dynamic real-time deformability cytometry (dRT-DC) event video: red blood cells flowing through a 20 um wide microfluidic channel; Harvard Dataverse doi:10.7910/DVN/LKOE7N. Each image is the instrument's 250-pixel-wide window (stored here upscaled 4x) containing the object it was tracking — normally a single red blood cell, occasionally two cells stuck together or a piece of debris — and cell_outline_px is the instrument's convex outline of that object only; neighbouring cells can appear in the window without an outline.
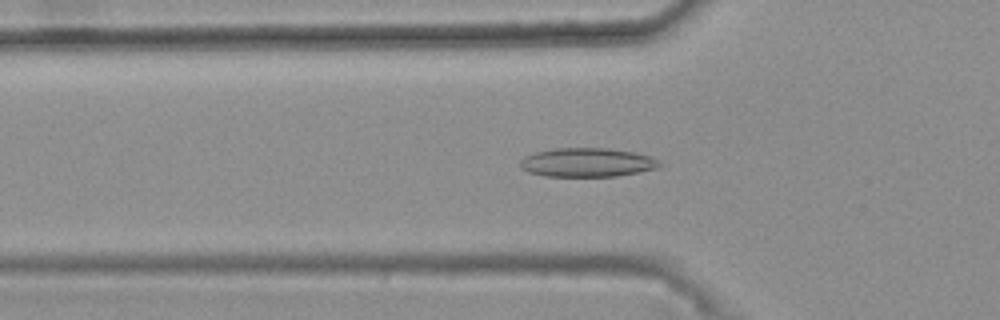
{"species": "common noctule bat (a hibernating species)", "species_latin": "Nyctalus noctula", "temperature_condition": "warm", "stored_images_in_passage": 45, "camera_frame_rate_fps": 3000, "um_per_image_px": 0.085, "animal": {"sex": "female", "body_mass_g": 25.1}, "frame": {"image": 1, "passage_image": 16, "time_ms": 5.0, "image_size_px": [1000, 320], "cell_outline_px": [[664, 164], [660, 168], [640, 172], [616, 176], [544, 176], [528, 172], [520, 168], [520, 160], [524, 156], [536, 152], [552, 148], [604, 148], [632, 152], [648, 156]], "centroid_in_image_um": [49.89, 13.81], "position_along_channel_um": 75.9, "area_um2": 23.52}}
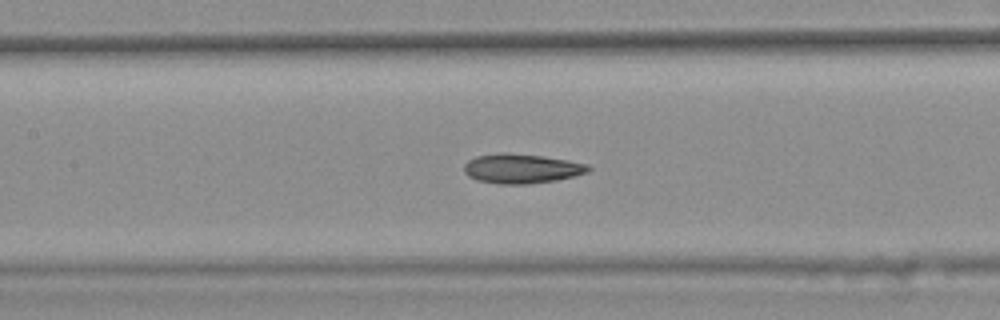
{"frame": {"image": 2, "passage_image": 23, "time_ms": 7.333, "image_size_px": [1000, 320], "cell_outline_px": [[592, 168], [588, 172], [576, 176], [556, 180], [528, 184], [496, 184], [476, 180], [468, 176], [464, 172], [464, 164], [468, 160], [476, 156], [500, 152], [504, 152], [540, 156], [568, 160], [588, 164]], "centroid_in_image_um": [44.32, 14.33], "position_along_channel_um": 163.1, "area_um2": 21.56}}
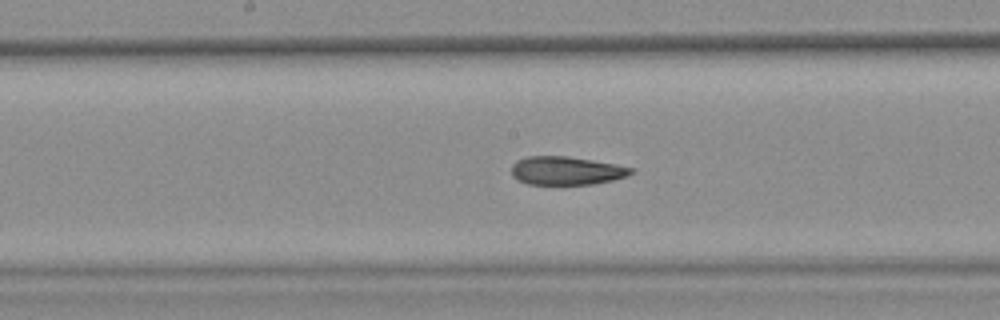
{"frame": {"image": 3, "passage_image": 26, "time_ms": 8.333, "image_size_px": [1000, 320], "cell_outline_px": [[636, 172], [628, 176], [612, 180], [592, 184], [528, 184], [516, 180], [512, 176], [512, 164], [516, 160], [528, 156], [568, 156], [616, 164], [636, 168]], "centroid_in_image_um": [48.16, 14.5], "position_along_channel_um": 200.0, "area_um2": 20.0}, "authors_computed_cell_mechanics": {"area_um2": 21.1548, "velocity_mm_per_s": 3.7217, "shape_relaxation_time_tau1_ms": null, "shape_relaxation_time_tau2_ms": 2.4527, "deformation_change_tau1": null, "deformation_change_tau2": 0.0794}}